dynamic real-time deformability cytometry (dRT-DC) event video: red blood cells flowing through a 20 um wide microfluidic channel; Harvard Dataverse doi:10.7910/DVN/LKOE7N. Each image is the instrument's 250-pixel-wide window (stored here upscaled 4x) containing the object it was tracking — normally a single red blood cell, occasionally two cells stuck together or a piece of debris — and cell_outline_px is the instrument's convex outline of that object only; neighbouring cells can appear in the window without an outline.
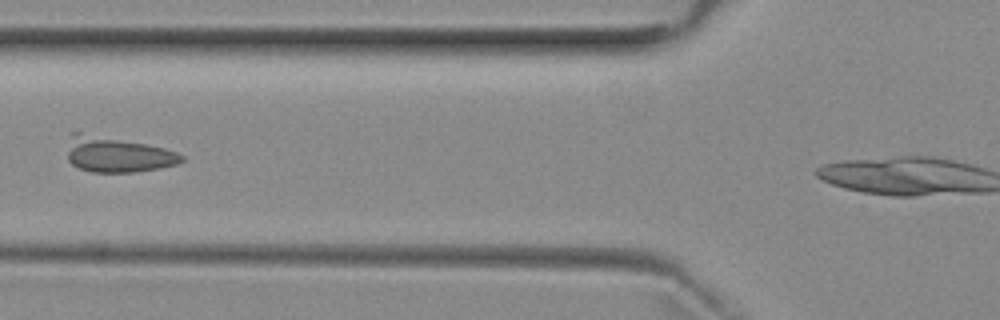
{"species": "common noctule bat (a hibernating species)", "species_latin": "Nyctalus noctula", "temperature_condition": "room temperature", "stored_images_in_passage": 3, "camera_frame_rate_fps": 3000, "um_per_image_px": 0.085, "animal": {"sex": "female", "body_mass_g": 29.2, "forearm_length_mm": 56.3}, "frame": {"image": 1, "passage_image": 3, "time_ms": 2.333, "image_size_px": [1000, 320], "cell_outline_px": [[184, 160], [176, 164], [160, 168], [136, 172], [92, 172], [80, 168], [72, 164], [68, 160], [68, 132], [80, 132], [144, 144], [164, 148], [176, 152], [184, 156]], "centroid_in_image_um": [9.93, 13.13], "position_along_channel_um": 115.9, "area_um2": 23.47}}